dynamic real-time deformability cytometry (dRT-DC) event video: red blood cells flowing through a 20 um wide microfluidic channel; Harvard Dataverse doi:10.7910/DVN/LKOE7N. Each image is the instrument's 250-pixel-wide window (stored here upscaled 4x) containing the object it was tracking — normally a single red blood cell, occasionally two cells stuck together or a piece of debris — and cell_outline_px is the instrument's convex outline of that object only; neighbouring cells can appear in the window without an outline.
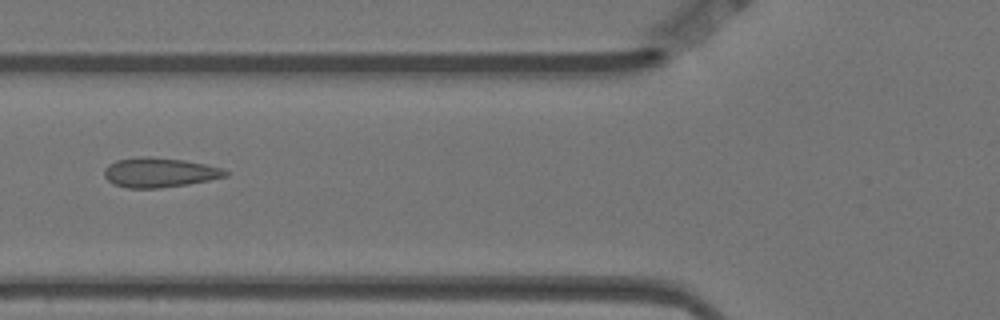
{"species": "Egyptian fruit bat (a non-hibernating species)", "species_latin": "Rousettus aegyptiacus", "temperature_condition": "warm", "stored_images_in_passage": 6, "camera_frame_rate_fps": 3000, "um_per_image_px": 0.085, "animal": {"sex": "female"}, "frame": {"image": 1, "passage_image": 3, "time_ms": 0.667, "image_size_px": [1000, 320], "cell_outline_px": [[228, 176], [188, 184], [160, 188], [128, 188], [112, 184], [104, 176], [104, 168], [108, 164], [116, 160], [140, 156], [148, 156], [184, 160], [224, 168], [228, 172]], "centroid_in_image_um": [13.53, 14.66], "position_along_channel_um": 112.3, "area_um2": 21.04}}
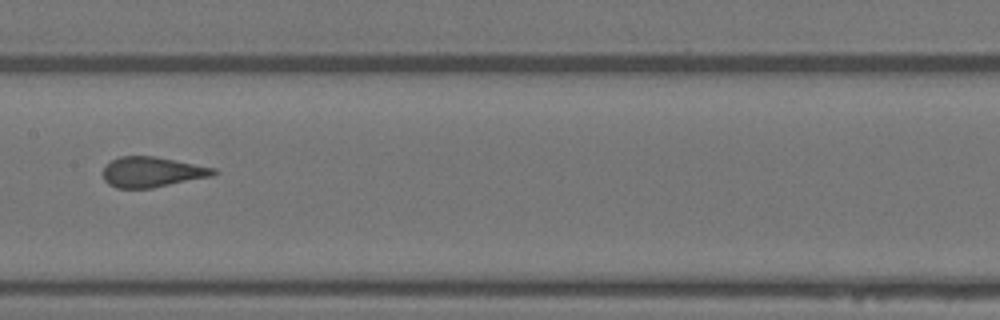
{"frame": {"image": 2, "passage_image": 5, "time_ms": 1.333, "image_size_px": [1000, 320], "cell_outline_px": [[220, 172], [212, 176], [152, 188], [116, 188], [108, 184], [104, 180], [104, 168], [112, 160], [120, 156], [156, 156], [216, 168]], "centroid_in_image_um": [12.96, 14.62], "position_along_channel_um": 194.4, "area_um2": 19.54}}
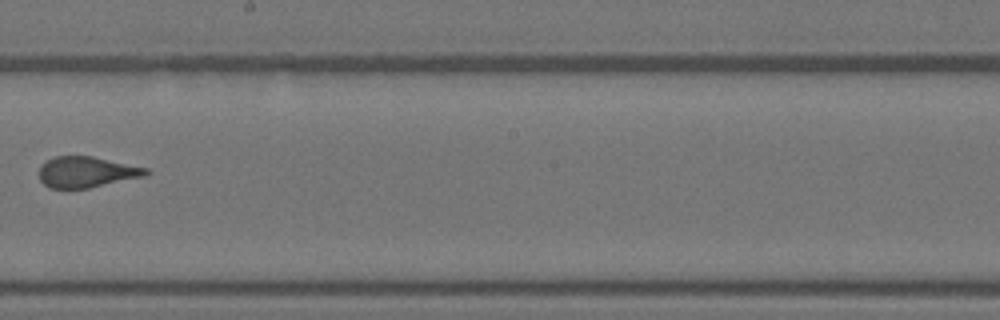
{"frame": {"image": 3, "passage_image": 6, "time_ms": 1.667, "image_size_px": [1000, 320], "cell_outline_px": [[152, 172], [144, 176], [88, 188], [48, 188], [40, 180], [40, 164], [56, 156], [92, 156], [148, 168]], "centroid_in_image_um": [7.36, 14.62], "position_along_channel_um": 240.8, "area_um2": 19.13}}